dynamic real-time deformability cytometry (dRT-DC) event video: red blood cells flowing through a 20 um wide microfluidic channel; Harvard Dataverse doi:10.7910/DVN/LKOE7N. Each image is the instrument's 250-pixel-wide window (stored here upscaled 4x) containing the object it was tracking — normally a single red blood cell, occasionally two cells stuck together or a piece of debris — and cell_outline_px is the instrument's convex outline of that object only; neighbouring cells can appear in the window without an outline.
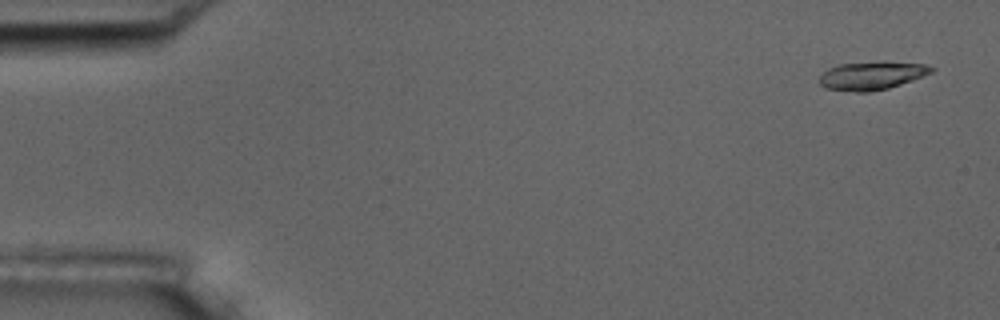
{"species": "common noctule bat (a hibernating species)", "species_latin": "Nyctalus noctula", "temperature_condition": "room temperature", "stored_images_in_passage": 5, "camera_frame_rate_fps": 3000, "um_per_image_px": 0.085, "animal": {"sex": "male", "body_mass_g": 17.5, "forearm_length_mm": 52.3}, "frame": {"image": 1, "passage_image": 1, "time_ms": 0.0, "image_size_px": [1000, 320], "cell_outline_px": [[936, 68], [932, 72], [912, 80], [888, 88], [868, 92], [856, 92], [824, 88], [820, 84], [820, 76], [828, 68], [840, 64], [880, 60], [924, 64]], "centroid_in_image_um": [74.1, 6.4], "position_along_channel_um": 10.9, "area_um2": 18.61}}
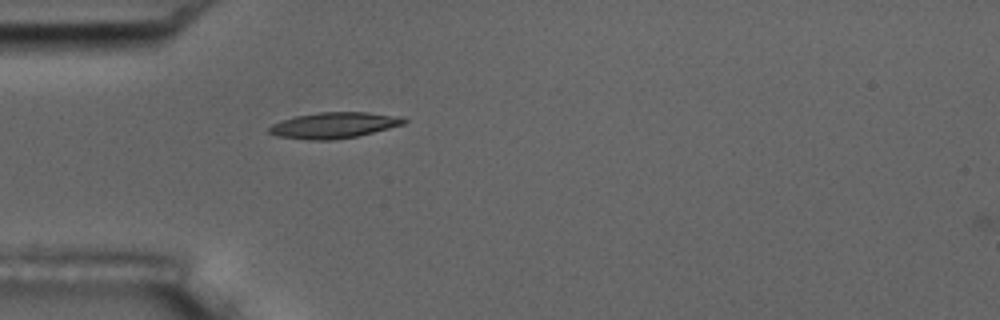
{"frame": {"image": 2, "passage_image": 5, "time_ms": 4.667, "image_size_px": [1000, 320], "cell_outline_px": [[408, 120], [404, 124], [356, 136], [332, 140], [308, 140], [276, 136], [268, 132], [268, 128], [272, 124], [296, 116], [320, 112], [368, 112], [404, 116]], "centroid_in_image_um": [28.41, 10.64], "position_along_channel_um": 56.6, "area_um2": 20.35}}